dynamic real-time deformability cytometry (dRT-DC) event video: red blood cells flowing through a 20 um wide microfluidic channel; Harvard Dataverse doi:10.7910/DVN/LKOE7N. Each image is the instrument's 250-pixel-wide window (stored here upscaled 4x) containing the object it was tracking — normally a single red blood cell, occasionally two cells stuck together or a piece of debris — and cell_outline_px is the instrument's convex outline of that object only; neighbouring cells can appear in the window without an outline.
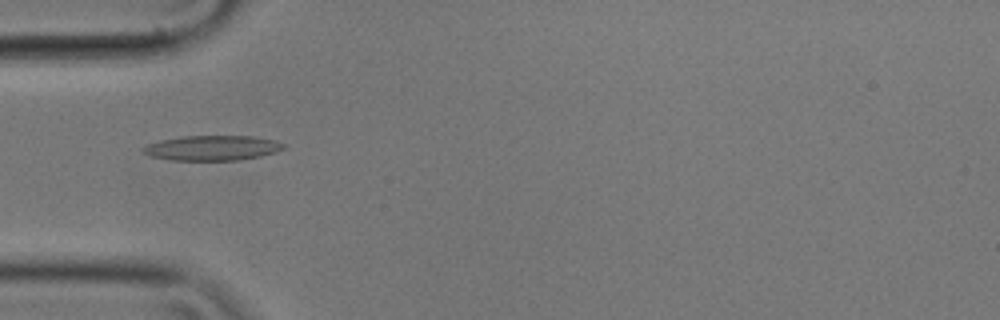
{"species": "common noctule bat (a hibernating species)", "species_latin": "Nyctalus noctula", "temperature_condition": "cold", "stored_images_in_passage": 56, "camera_frame_rate_fps": 3000, "um_per_image_px": 0.085, "animal": {"sex": "male", "body_mass_g": 17.9}, "frame": {"image": 1, "passage_image": 17, "time_ms": 5.333, "image_size_px": [1000, 320], "cell_outline_px": [[284, 148], [276, 152], [260, 156], [240, 160], [172, 160], [152, 156], [144, 152], [144, 148], [148, 144], [160, 140], [184, 136], [252, 136], [276, 140], [284, 144]], "centroid_in_image_um": [18.09, 12.57], "position_along_channel_um": 66.9, "area_um2": 20.23}}
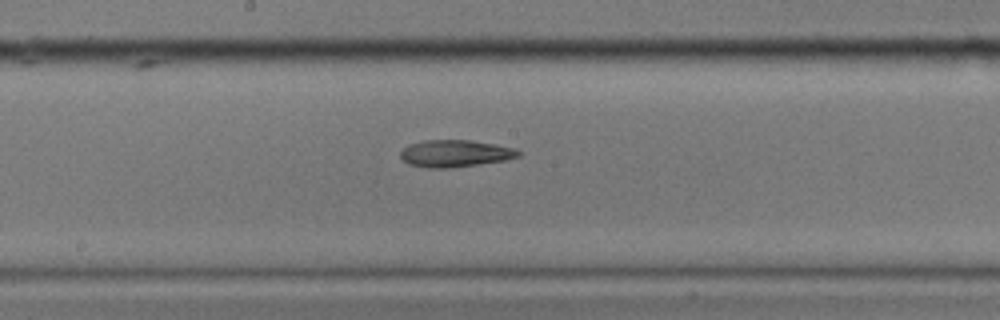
{"frame": {"image": 2, "passage_image": 29, "time_ms": 9.333, "image_size_px": [1000, 320], "cell_outline_px": [[520, 156], [504, 160], [480, 164], [448, 168], [428, 168], [408, 164], [400, 156], [400, 152], [408, 144], [424, 140], [472, 140], [496, 144], [516, 148], [520, 152]], "centroid_in_image_um": [38.69, 13.04], "position_along_channel_um": 209.5, "area_um2": 18.67}}
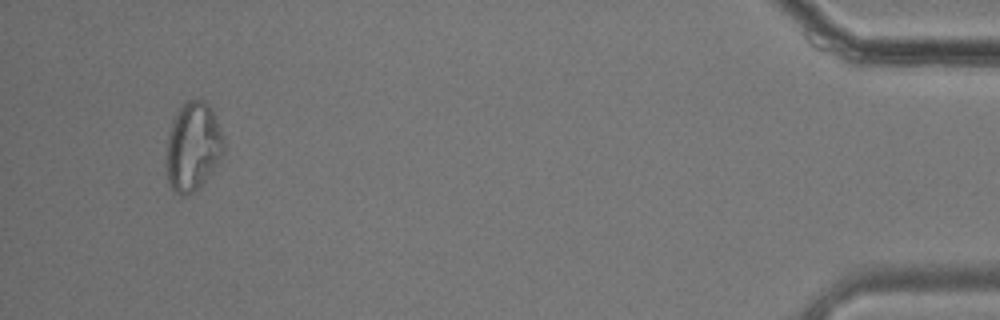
{"frame": {"image": 3, "passage_image": 53, "time_ms": 17.333, "image_size_px": [1000, 320], "cell_outline_px": [[224, 156], [200, 188], [184, 196], [180, 196], [172, 192], [168, 180], [164, 164], [168, 140], [172, 120], [180, 104], [188, 100], [204, 100], [212, 108], [224, 140]], "centroid_in_image_um": [16.39, 12.5], "position_along_channel_um": 418.8, "area_um2": 30.4}}